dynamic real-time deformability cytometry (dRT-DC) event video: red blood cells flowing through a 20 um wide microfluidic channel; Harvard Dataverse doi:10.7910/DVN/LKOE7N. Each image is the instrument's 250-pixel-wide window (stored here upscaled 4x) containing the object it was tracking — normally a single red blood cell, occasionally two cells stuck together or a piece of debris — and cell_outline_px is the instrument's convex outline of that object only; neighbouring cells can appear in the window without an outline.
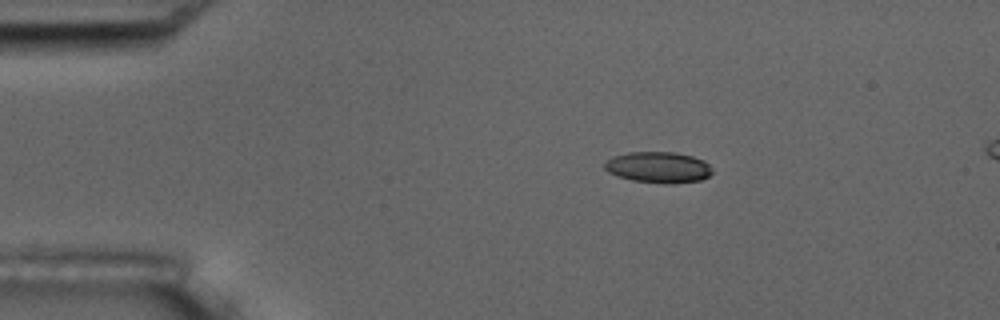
{"species": "common noctule bat (a hibernating species)", "species_latin": "Nyctalus noctula", "temperature_condition": "room temperature", "stored_images_in_passage": 4, "segment_of_instrument_passage": [1, 2], "camera_frame_rate_fps": 3000, "um_per_image_px": 0.085, "animal": {"sex": "male", "body_mass_g": 17.5, "forearm_length_mm": 52.3}, "frame": {"image": 1, "passage_image": 1, "time_ms": 0.0, "image_size_px": [1000, 320], "cell_outline_px": [[712, 172], [708, 176], [700, 180], [672, 184], [632, 180], [608, 172], [604, 168], [604, 160], [612, 156], [628, 152], [676, 152], [692, 156], [704, 160], [712, 168]], "centroid_in_image_um": [55.95, 14.21], "position_along_channel_um": 29.1, "area_um2": 19.54}}